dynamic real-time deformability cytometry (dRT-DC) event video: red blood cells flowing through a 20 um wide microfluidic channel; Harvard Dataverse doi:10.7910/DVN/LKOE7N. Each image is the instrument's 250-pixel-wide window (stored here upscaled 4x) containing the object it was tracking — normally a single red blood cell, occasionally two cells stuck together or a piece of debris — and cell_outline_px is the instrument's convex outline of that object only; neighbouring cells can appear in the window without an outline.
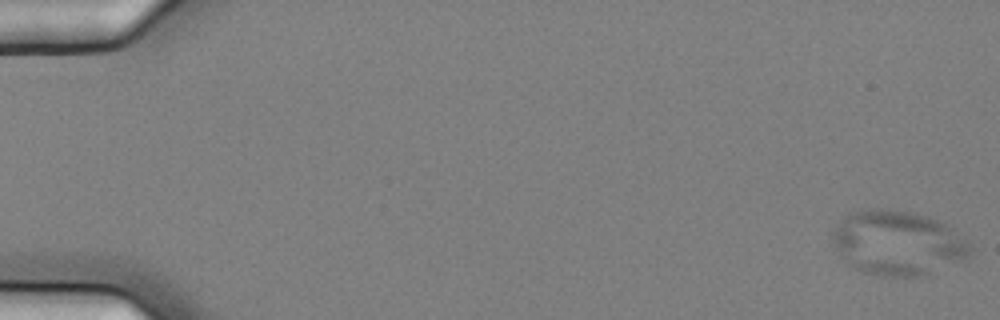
{"species": "common noctule bat (a hibernating species)", "species_latin": "Nyctalus noctula", "temperature_condition": "cold", "stored_images_in_passage": 57, "camera_frame_rate_fps": 3000, "um_per_image_px": 0.085, "animal": {"sex": "female", "body_mass_g": 25.1}, "frame": {"image": 1, "passage_image": 1, "time_ms": 0.0, "image_size_px": [1000, 320], "cell_outline_px": [[972, 252], [964, 260], [920, 276], [880, 276], [860, 272], [852, 268], [848, 264], [832, 244], [832, 232], [840, 220], [848, 212], [872, 208], [888, 208], [912, 212], [928, 216], [952, 228], [972, 248]], "centroid_in_image_um": [76.25, 20.64], "position_along_channel_um": 8.8, "area_um2": 51.96}}
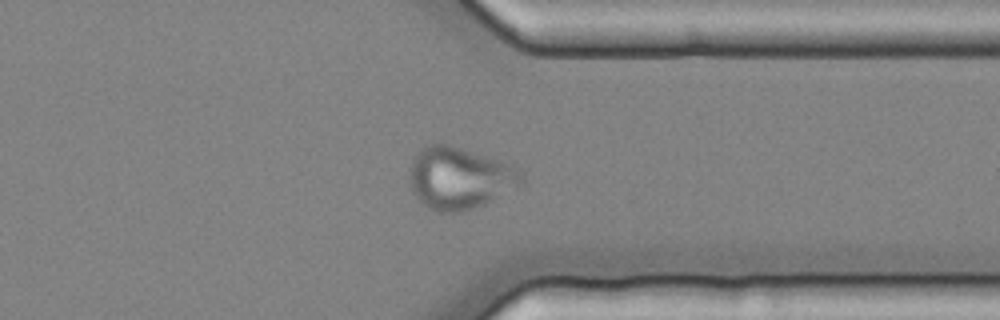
{"frame": {"image": 2, "passage_image": 45, "time_ms": 14.667, "image_size_px": [1000, 320], "cell_outline_px": [[524, 184], [484, 204], [460, 212], [436, 212], [428, 208], [412, 192], [408, 180], [408, 172], [416, 156], [424, 144], [452, 144], [512, 164], [520, 168], [524, 172]], "centroid_in_image_um": [39.09, 15.12], "position_along_channel_um": 372.3, "area_um2": 40.98}}
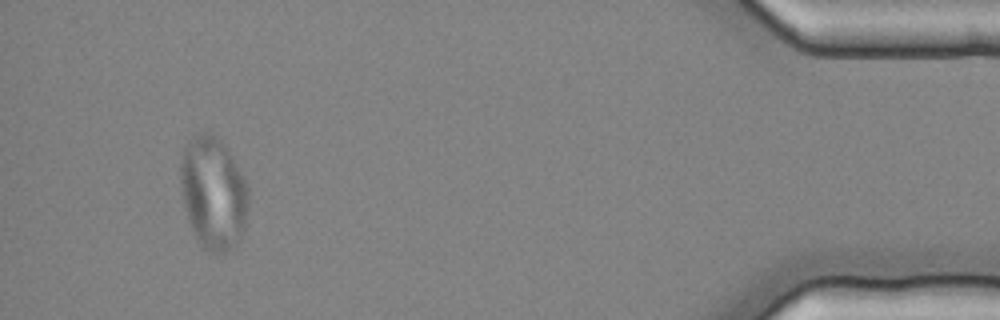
{"frame": {"image": 3, "passage_image": 54, "time_ms": 17.667, "image_size_px": [1000, 320], "cell_outline_px": [[248, 204], [244, 228], [240, 240], [236, 244], [224, 252], [212, 252], [204, 248], [196, 240], [188, 220], [184, 208], [180, 188], [180, 160], [184, 148], [192, 136], [196, 132], [208, 132], [220, 140], [228, 148], [248, 188]], "centroid_in_image_um": [18.1, 16.39], "position_along_channel_um": 417.1, "area_um2": 44.74}}